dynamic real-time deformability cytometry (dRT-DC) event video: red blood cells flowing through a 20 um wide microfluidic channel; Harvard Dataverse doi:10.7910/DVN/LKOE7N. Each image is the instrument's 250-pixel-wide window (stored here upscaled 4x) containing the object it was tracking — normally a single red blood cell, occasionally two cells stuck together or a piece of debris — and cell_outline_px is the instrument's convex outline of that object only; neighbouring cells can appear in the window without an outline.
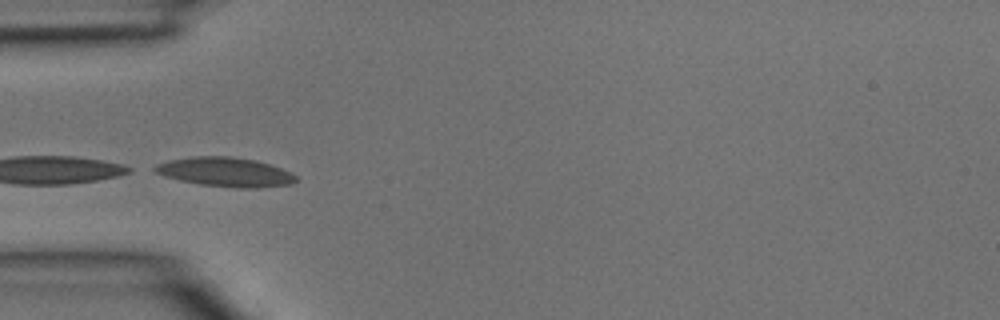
{"species": "common noctule bat (a hibernating species)", "species_latin": "Nyctalus noctula", "temperature_condition": "room temperature", "stored_images_in_passage": 4, "camera_frame_rate_fps": 3000, "um_per_image_px": 0.085, "animal": {"sex": "male", "body_mass_g": 15.6}, "frame": {"image": 1, "passage_image": 4, "time_ms": 1.0, "image_size_px": [1000, 320], "cell_outline_px": [[300, 180], [292, 184], [260, 188], [236, 188], [200, 184], [180, 180], [164, 176], [148, 168], [156, 164], [168, 160], [192, 156], [228, 156], [256, 160], [292, 172]], "centroid_in_image_um": [19.15, 14.62], "position_along_channel_um": 65.8, "area_um2": 24.33}}